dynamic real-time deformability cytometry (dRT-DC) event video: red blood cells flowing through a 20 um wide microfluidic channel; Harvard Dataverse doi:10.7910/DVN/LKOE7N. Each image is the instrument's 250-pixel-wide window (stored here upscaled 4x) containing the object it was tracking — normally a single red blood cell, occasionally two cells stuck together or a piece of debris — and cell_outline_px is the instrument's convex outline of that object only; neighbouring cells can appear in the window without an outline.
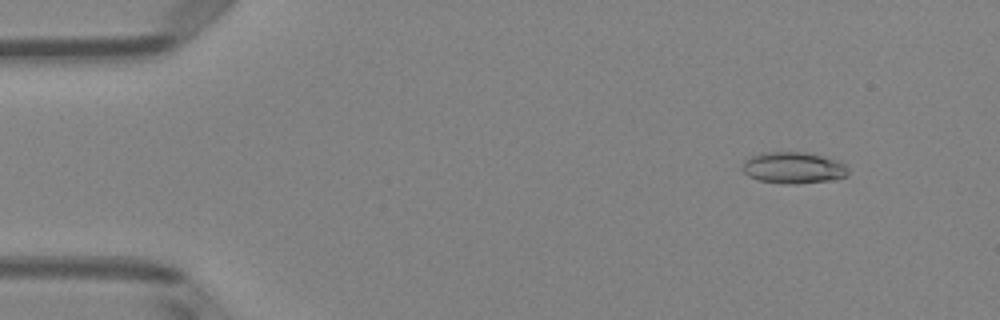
{"species": "Egyptian fruit bat (a non-hibernating species)", "species_latin": "Rousettus aegyptiacus", "temperature_condition": "room temperature", "stored_images_in_passage": 47, "camera_frame_rate_fps": 3000, "um_per_image_px": 0.085, "animal": {"sex": "female"}, "frame": {"image": 1, "passage_image": 1, "time_ms": 0.0, "image_size_px": [1000, 320], "cell_outline_px": [[848, 176], [832, 180], [796, 184], [780, 184], [756, 180], [748, 176], [744, 172], [744, 160], [752, 156], [764, 152], [808, 152], [840, 160], [848, 168]], "centroid_in_image_um": [67.47, 14.27], "position_along_channel_um": 17.5, "area_um2": 19.71}}
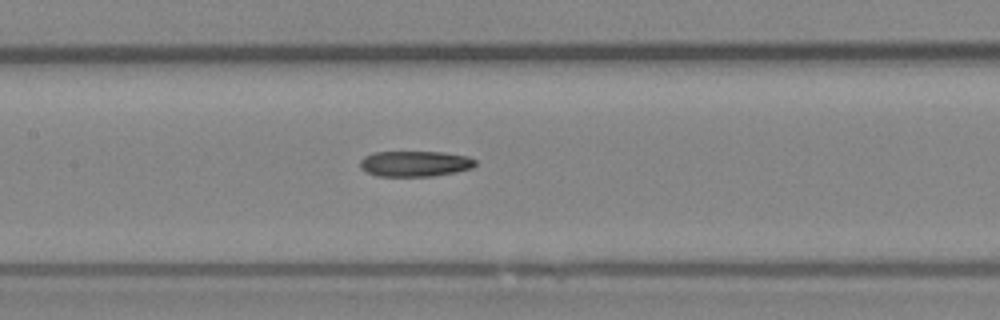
{"frame": {"image": 2, "passage_image": 20, "time_ms": 6.333, "image_size_px": [1000, 320], "cell_outline_px": [[476, 164], [472, 168], [456, 172], [432, 176], [376, 176], [360, 168], [360, 160], [364, 156], [372, 152], [444, 152], [468, 156], [476, 160]], "centroid_in_image_um": [35.27, 13.91], "position_along_channel_um": 172.1, "area_um2": 17.34}}
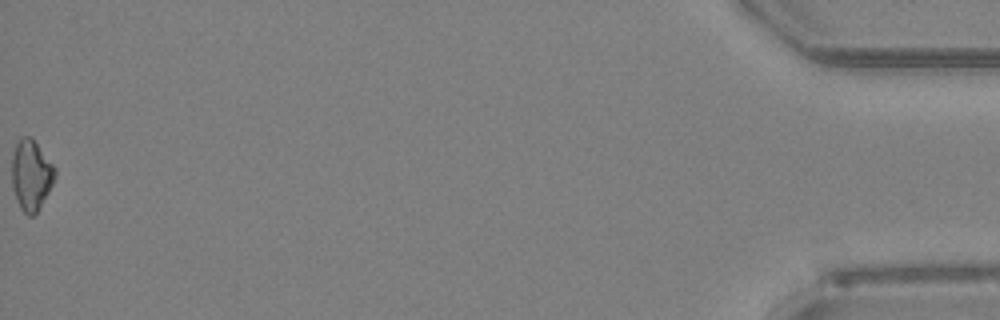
{"frame": {"image": 3, "passage_image": 47, "time_ms": 15.333, "image_size_px": [1000, 320], "cell_outline_px": [[56, 176], [48, 192], [36, 212], [32, 216], [28, 216], [20, 208], [12, 188], [12, 152], [16, 140], [20, 136], [32, 136], [56, 168]], "centroid_in_image_um": [2.63, 14.81], "position_along_channel_um": 432.6, "area_um2": 17.92}}